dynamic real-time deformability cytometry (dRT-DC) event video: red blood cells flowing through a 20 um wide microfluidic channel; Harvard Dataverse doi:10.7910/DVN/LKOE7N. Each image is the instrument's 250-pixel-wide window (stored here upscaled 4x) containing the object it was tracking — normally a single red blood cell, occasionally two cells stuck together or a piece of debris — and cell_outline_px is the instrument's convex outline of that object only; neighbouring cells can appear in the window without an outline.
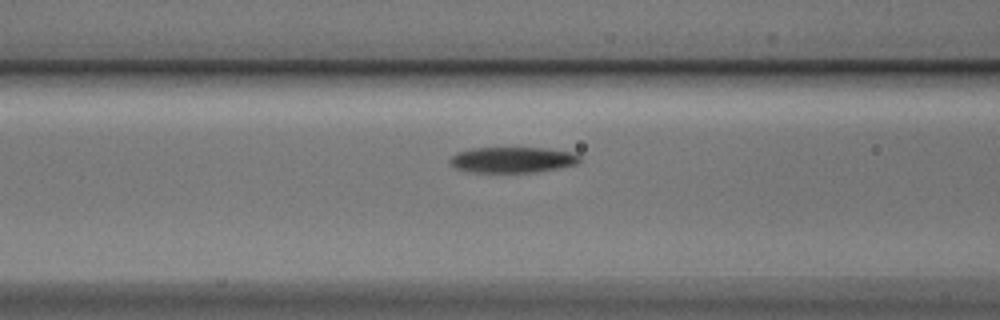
{"species": "Egyptian fruit bat (a non-hibernating species)", "species_latin": "Rousettus aegyptiacus", "temperature_condition": "cold", "stored_images_in_passage": 17, "camera_frame_rate_fps": 3000, "um_per_image_px": 0.085, "animal": {"sex": "male"}, "frame": {"image": 1, "passage_image": 15, "time_ms": 4.667, "image_size_px": [1000, 320], "cell_outline_px": [[580, 160], [576, 164], [560, 168], [536, 172], [468, 172], [456, 168], [448, 160], [456, 152], [472, 148], [544, 148], [572, 152], [580, 156]], "centroid_in_image_um": [43.55, 13.58], "position_along_channel_um": 123.0, "area_um2": 19.48}}